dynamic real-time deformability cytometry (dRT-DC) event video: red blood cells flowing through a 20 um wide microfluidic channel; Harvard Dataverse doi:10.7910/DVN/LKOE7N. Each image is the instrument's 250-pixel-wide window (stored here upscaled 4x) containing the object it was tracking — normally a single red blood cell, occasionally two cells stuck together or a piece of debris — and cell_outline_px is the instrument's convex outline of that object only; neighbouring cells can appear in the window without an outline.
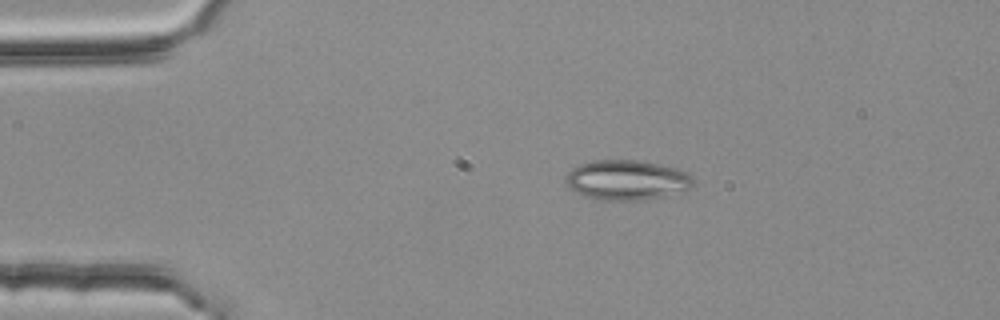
{"species": "common noctule bat (a hibernating species)", "species_latin": "Nyctalus noctula", "temperature_condition": "room temperature", "stored_images_in_passage": 2, "camera_frame_rate_fps": 3000, "um_per_image_px": 0.085, "animal": {"sex": "female", "body_mass_g": 25.1}, "frame": {"image": 1, "passage_image": 1, "time_ms": 0.0, "image_size_px": [1000, 320], "cell_outline_px": [[692, 184], [688, 188], [660, 196], [640, 200], [600, 200], [584, 196], [576, 192], [568, 184], [568, 172], [572, 168], [580, 164], [596, 160], [640, 160], [660, 164], [676, 168], [688, 172], [692, 176]], "centroid_in_image_um": [53.27, 15.28], "position_along_channel_um": 31.7, "area_um2": 29.13}}